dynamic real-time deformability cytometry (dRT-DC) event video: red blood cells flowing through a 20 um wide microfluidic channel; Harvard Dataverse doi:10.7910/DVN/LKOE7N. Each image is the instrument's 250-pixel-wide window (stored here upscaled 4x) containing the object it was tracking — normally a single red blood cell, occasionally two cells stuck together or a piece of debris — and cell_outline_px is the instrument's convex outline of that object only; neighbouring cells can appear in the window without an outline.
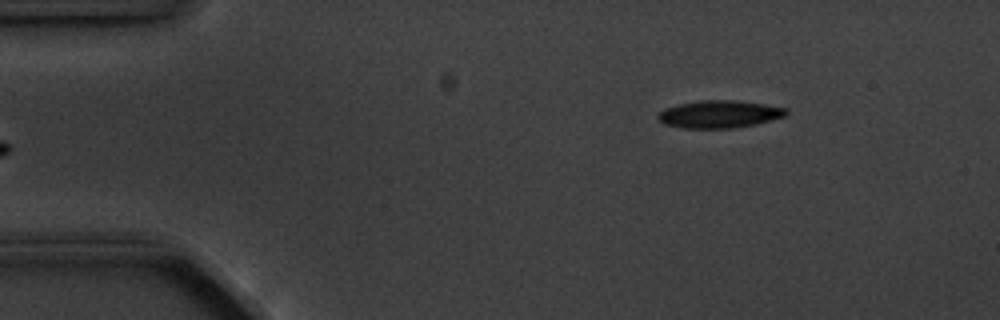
{"species": "common noctule bat (a hibernating species)", "species_latin": "Nyctalus noctula", "temperature_condition": "cold", "stored_images_in_passage": 4, "camera_frame_rate_fps": 3000, "um_per_image_px": 0.085, "animal": {"sex": "male", "body_mass_g": 20.1, "forearm_length_mm": 53.5}, "frame": {"image": 1, "passage_image": 4, "time_ms": 3.333, "image_size_px": [1000, 320], "cell_outline_px": [[788, 112], [784, 116], [756, 124], [732, 128], [684, 128], [664, 124], [656, 116], [664, 108], [680, 104], [700, 100], [732, 100], [764, 104], [788, 108]], "centroid_in_image_um": [61.14, 9.7], "position_along_channel_um": 23.9, "area_um2": 20.4}}